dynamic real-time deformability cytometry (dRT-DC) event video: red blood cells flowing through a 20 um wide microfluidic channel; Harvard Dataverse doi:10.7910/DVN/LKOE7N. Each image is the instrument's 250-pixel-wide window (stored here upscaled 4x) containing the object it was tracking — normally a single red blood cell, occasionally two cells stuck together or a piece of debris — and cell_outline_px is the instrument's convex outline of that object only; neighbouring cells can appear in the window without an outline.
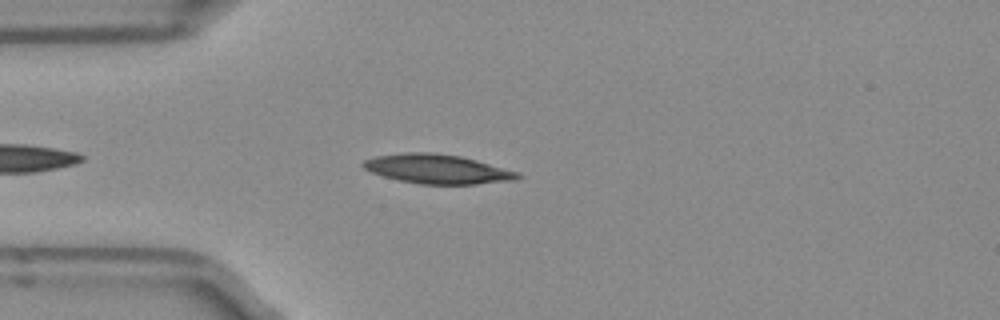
{"species": "Egyptian fruit bat (a non-hibernating species)", "species_latin": "Rousettus aegyptiacus", "temperature_condition": "room temperature", "stored_images_in_passage": 40, "camera_frame_rate_fps": 3000, "um_per_image_px": 0.085, "frame": {"image": 1, "passage_image": 5, "time_ms": 1.333, "image_size_px": [1000, 320], "cell_outline_px": [[524, 176], [516, 180], [476, 184], [420, 184], [400, 180], [384, 176], [372, 172], [364, 168], [360, 164], [364, 160], [376, 156], [404, 152], [432, 152], [460, 156], [476, 160], [520, 172]], "centroid_in_image_um": [37.21, 14.36], "position_along_channel_um": 47.8, "area_um2": 26.41}}
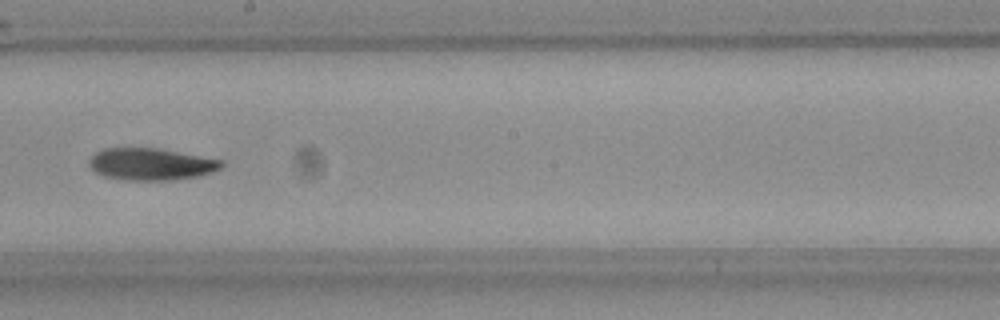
{"frame": {"image": 2, "passage_image": 20, "time_ms": 6.333, "image_size_px": [1000, 320], "cell_outline_px": [[224, 164], [220, 168], [196, 176], [168, 180], [128, 180], [104, 176], [96, 172], [88, 164], [88, 160], [96, 152], [104, 148], [156, 148], [224, 160]], "centroid_in_image_um": [12.8, 13.94], "position_along_channel_um": 235.4, "area_um2": 24.33}}
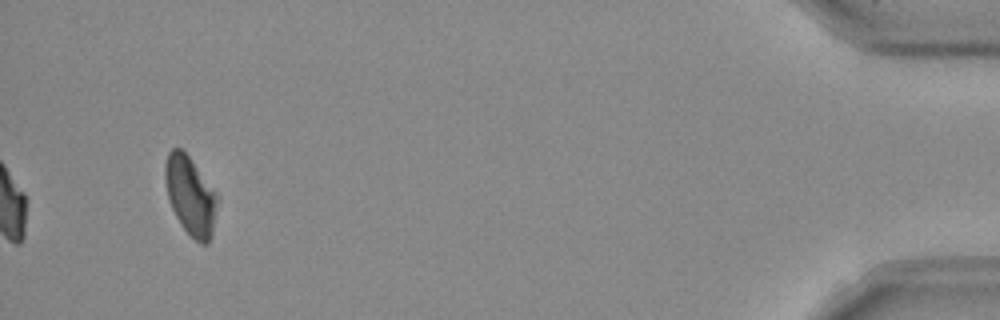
{"frame": {"image": 3, "passage_image": 40, "time_ms": 13.0, "image_size_px": [1000, 320], "cell_outline_px": [[220, 200], [212, 232], [208, 244], [200, 244], [188, 236], [180, 224], [168, 200], [164, 180], [164, 164], [168, 152], [172, 148], [180, 148], [188, 156], [220, 196]], "centroid_in_image_um": [16.2, 16.67], "position_along_channel_um": 419.0, "area_um2": 24.51}, "authors_computed_cell_mechanics": {"area_um2": 24.7384, "velocity_mm_per_s": 3.9567, "shape_relaxation_time_tau1_ms": 4.9938, "shape_relaxation_time_tau2_ms": null, "deformation_change_tau1": 0.1333, "deformation_change_tau2": null}}